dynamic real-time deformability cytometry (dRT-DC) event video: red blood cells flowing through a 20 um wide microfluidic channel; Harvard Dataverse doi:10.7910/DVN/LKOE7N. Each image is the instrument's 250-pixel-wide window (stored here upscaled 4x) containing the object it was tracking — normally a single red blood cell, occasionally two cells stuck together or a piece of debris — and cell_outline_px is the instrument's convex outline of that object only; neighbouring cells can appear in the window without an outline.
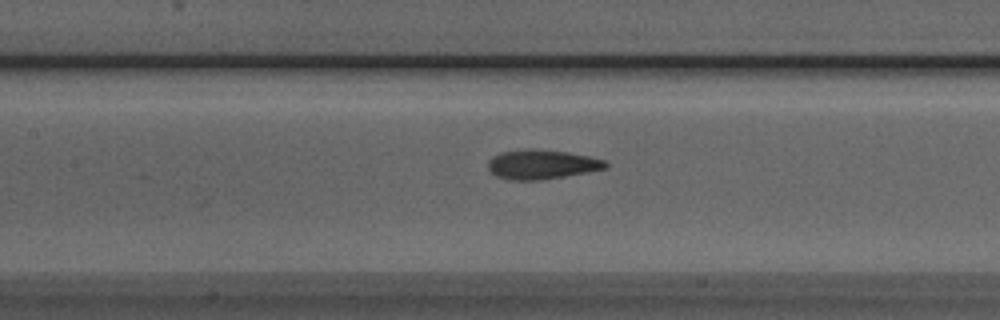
{"species": "Egyptian fruit bat (a non-hibernating species)", "species_latin": "Rousettus aegyptiacus", "temperature_condition": "room temperature", "stored_images_in_passage": 37, "camera_frame_rate_fps": 3000, "um_per_image_px": 0.085, "animal": {"sex": "male"}, "frame": {"image": 1, "passage_image": 14, "time_ms": 4.333, "image_size_px": [1000, 320], "cell_outline_px": [[608, 164], [604, 168], [564, 176], [540, 180], [512, 180], [496, 176], [488, 168], [488, 160], [492, 156], [500, 152], [524, 148], [532, 148], [568, 152], [588, 156], [604, 160]], "centroid_in_image_um": [45.98, 13.95], "position_along_channel_um": 161.4, "area_um2": 20.06}}
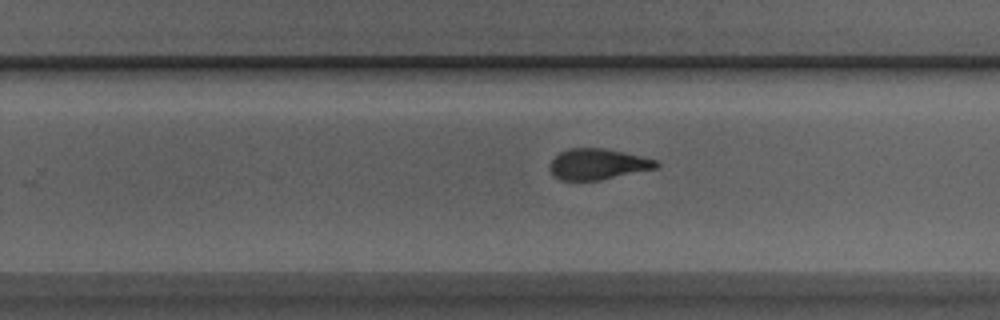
{"frame": {"image": 2, "passage_image": 23, "time_ms": 7.333, "image_size_px": [1000, 320], "cell_outline_px": [[660, 164], [656, 168], [600, 180], [560, 180], [548, 168], [552, 160], [560, 152], [568, 148], [604, 148], [624, 152], [656, 160]], "centroid_in_image_um": [50.8, 13.95], "position_along_channel_um": 279.0, "area_um2": 18.96}}
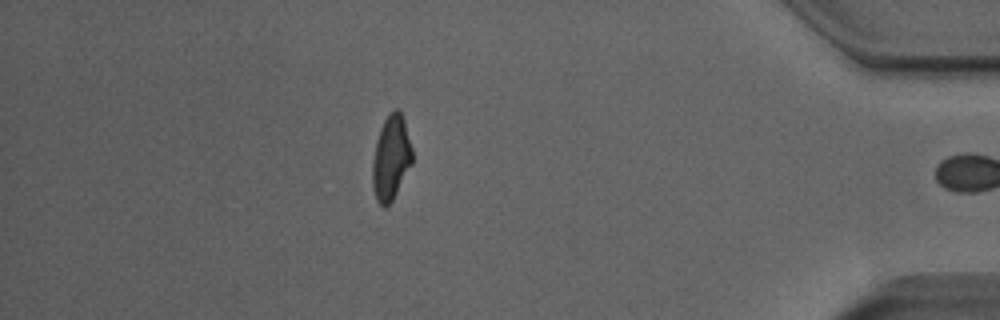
{"frame": {"image": 3, "passage_image": 36, "time_ms": 11.667, "image_size_px": [1000, 320], "cell_outline_px": [[412, 164], [392, 200], [384, 208], [376, 200], [372, 188], [372, 160], [376, 140], [380, 128], [388, 112], [396, 108], [400, 112], [404, 120], [412, 148]], "centroid_in_image_um": [33.22, 13.41], "position_along_channel_um": 402.0, "area_um2": 19.71}, "authors_computed_cell_mechanics": {"area_um2": 20.23, "velocity_mm_per_s": 3.9352, "shape_relaxation_time_tau1_ms": 8.2577, "shape_relaxation_time_tau2_ms": 1.6756, "deformation_change_tau1": 0.2237, "deformation_change_tau2": 0.0847}}